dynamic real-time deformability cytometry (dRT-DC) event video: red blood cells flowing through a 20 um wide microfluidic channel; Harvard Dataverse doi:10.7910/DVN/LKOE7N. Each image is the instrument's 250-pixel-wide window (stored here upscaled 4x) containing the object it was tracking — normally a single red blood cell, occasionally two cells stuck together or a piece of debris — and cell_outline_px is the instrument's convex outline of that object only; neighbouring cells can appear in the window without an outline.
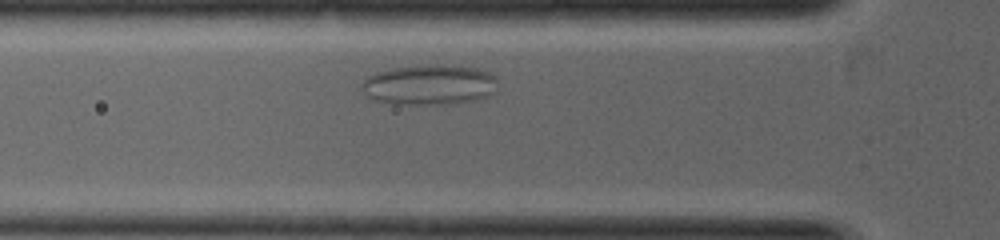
{"species": "common noctule bat (a hibernating species)", "species_latin": "Nyctalus noctula", "temperature_condition": "warm", "stored_images_in_passage": 3, "camera_frame_rate_fps": 5000, "um_per_image_px": 0.085, "animal": {"sex": "female", "body_mass_g": 19.0, "forearm_length_mm": 53.3}, "frame": {"image": 1, "passage_image": 3, "time_ms": 1.0, "image_size_px": [1000, 240], "cell_outline_px": [[496, 92], [488, 96], [476, 100], [448, 104], [396, 104], [372, 100], [360, 88], [364, 80], [368, 76], [376, 72], [396, 68], [432, 64], [444, 64], [476, 68], [488, 72], [496, 76]], "centroid_in_image_um": [36.52, 7.21], "position_along_channel_um": 89.3, "area_um2": 32.08}}